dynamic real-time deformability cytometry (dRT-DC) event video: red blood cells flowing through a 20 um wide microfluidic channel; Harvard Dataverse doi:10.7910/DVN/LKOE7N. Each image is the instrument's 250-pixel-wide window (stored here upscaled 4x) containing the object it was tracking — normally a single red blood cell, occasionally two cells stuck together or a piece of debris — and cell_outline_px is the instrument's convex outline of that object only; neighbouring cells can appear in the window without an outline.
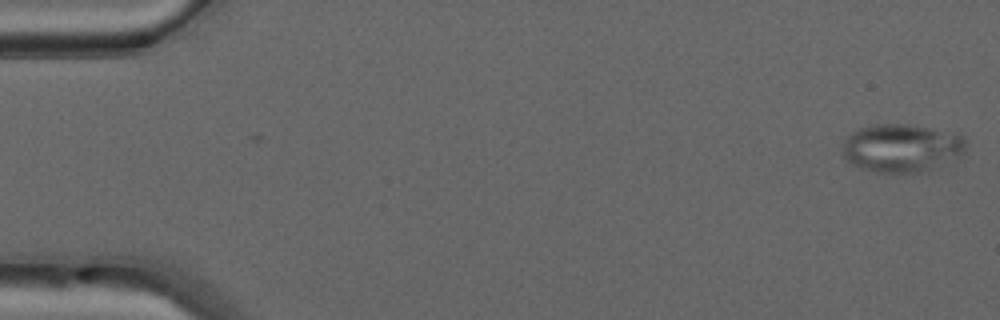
{"species": "common noctule bat (a hibernating species)", "species_latin": "Nyctalus noctula", "temperature_condition": "warm", "stored_images_in_passage": 3, "camera_frame_rate_fps": 3000, "um_per_image_px": 0.085, "animal": {"sex": "male", "forearm_length_mm": 52.5}, "frame": {"image": 1, "passage_image": 1, "time_ms": 0.0, "image_size_px": [1000, 320], "cell_outline_px": [[968, 144], [964, 152], [924, 172], [872, 172], [860, 168], [852, 164], [840, 152], [844, 140], [852, 132], [860, 128], [872, 124], [908, 124], [928, 128], [960, 136]], "centroid_in_image_um": [76.54, 12.58], "position_along_channel_um": 8.5, "area_um2": 34.16}}